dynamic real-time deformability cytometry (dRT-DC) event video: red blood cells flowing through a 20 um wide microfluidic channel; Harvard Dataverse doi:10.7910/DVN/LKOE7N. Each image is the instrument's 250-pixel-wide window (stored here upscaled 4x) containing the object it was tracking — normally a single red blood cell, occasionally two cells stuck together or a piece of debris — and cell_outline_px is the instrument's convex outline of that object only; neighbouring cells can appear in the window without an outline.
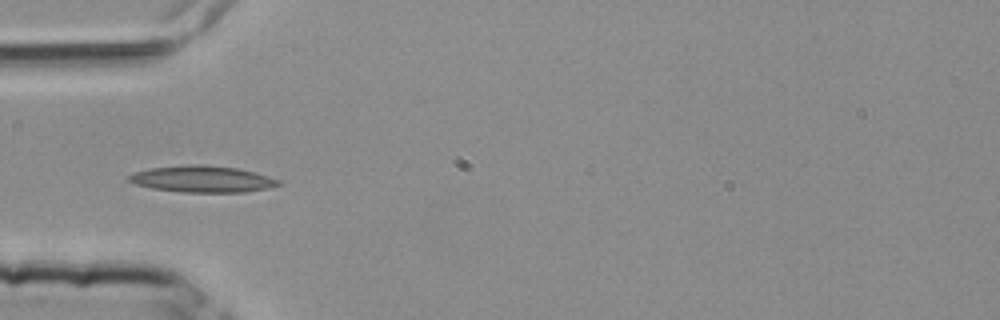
{"species": "common noctule bat (a hibernating species)", "species_latin": "Nyctalus noctula", "temperature_condition": "room temperature", "stored_images_in_passage": 4, "camera_frame_rate_fps": 3000, "um_per_image_px": 0.085, "animal": {"sex": "female", "body_mass_g": 25.1}, "frame": {"image": 1, "passage_image": 4, "time_ms": 1.0, "image_size_px": [1000, 320], "cell_outline_px": [[280, 184], [268, 188], [244, 192], [180, 192], [152, 188], [136, 184], [128, 180], [128, 176], [136, 172], [148, 168], [188, 164], [236, 168], [252, 172], [280, 180]], "centroid_in_image_um": [17.15, 15.23], "position_along_channel_um": 67.8, "area_um2": 22.72}}